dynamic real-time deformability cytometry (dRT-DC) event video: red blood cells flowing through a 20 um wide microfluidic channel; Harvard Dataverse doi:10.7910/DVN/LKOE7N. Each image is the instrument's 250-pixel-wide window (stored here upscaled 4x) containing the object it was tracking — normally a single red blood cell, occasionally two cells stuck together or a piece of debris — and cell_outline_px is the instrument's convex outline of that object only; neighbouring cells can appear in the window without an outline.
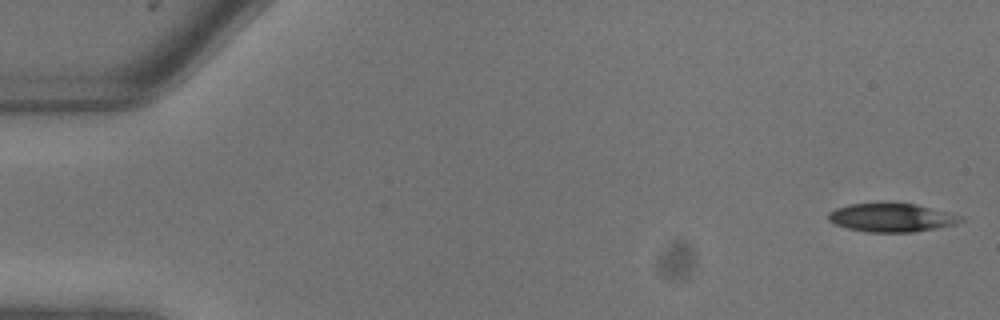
{"species": "common noctule bat (a hibernating species)", "species_latin": "Nyctalus noctula", "temperature_condition": "warm", "stored_images_in_passage": 2, "camera_frame_rate_fps": 3000, "um_per_image_px": 0.085, "animal": {"sex": "male", "body_mass_g": 13.3}, "frame": {"image": 1, "passage_image": 1, "time_ms": 0.0, "image_size_px": [1000, 320], "cell_outline_px": [[964, 220], [956, 224], [936, 228], [912, 232], [864, 232], [848, 228], [836, 224], [828, 220], [828, 212], [836, 208], [848, 204], [876, 200], [888, 200], [916, 204], [964, 216]], "centroid_in_image_um": [75.75, 18.44], "position_along_channel_um": 9.2, "area_um2": 22.95}}